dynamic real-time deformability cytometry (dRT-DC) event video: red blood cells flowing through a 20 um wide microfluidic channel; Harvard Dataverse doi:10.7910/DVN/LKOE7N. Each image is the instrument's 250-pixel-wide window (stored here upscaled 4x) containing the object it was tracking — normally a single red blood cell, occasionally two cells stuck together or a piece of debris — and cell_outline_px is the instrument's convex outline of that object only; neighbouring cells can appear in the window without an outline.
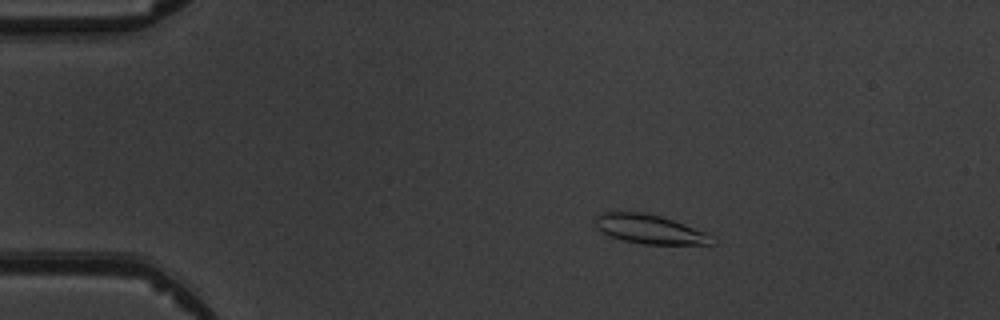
{"species": "common noctule bat (a hibernating species)", "species_latin": "Nyctalus noctula", "temperature_condition": "warm", "stored_images_in_passage": 9, "camera_frame_rate_fps": 3000, "um_per_image_px": 0.085, "animal": {"sex": "male", "body_mass_g": 19.5, "forearm_length_mm": 54.6}, "frame": {"image": 1, "passage_image": 3, "time_ms": 2.333, "image_size_px": [1000, 320], "cell_outline_px": [[716, 244], [640, 244], [624, 240], [612, 236], [596, 228], [596, 216], [600, 212], [648, 212], [672, 220], [704, 232], [712, 236], [716, 240]], "centroid_in_image_um": [55.22, 19.48], "position_along_channel_um": 29.8, "area_um2": 19.59}}
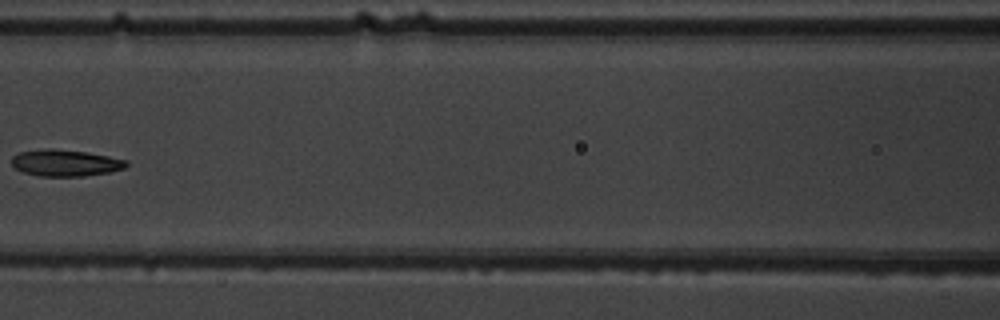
{"frame": {"image": 2, "passage_image": 7, "time_ms": 7.333, "image_size_px": [1000, 320], "cell_outline_px": [[128, 164], [124, 168], [108, 172], [84, 176], [40, 176], [24, 172], [16, 168], [12, 164], [12, 156], [20, 152], [48, 148], [52, 148], [84, 152], [108, 156], [128, 160]], "centroid_in_image_um": [5.56, 13.84], "position_along_channel_um": 161.0, "area_um2": 17.57}}
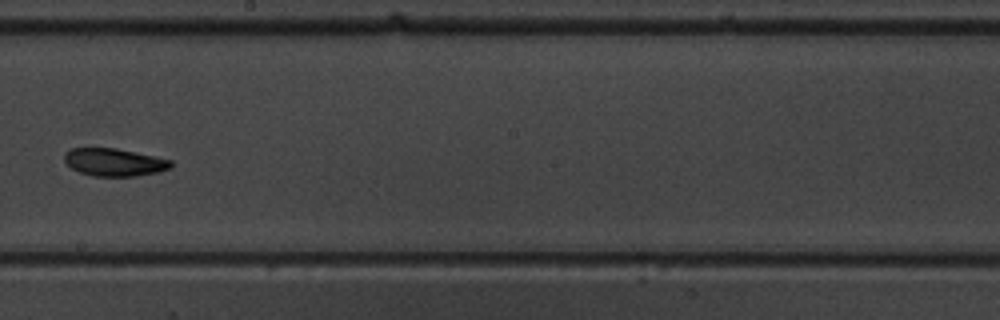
{"frame": {"image": 3, "passage_image": 9, "time_ms": 9.333, "image_size_px": [1000, 320], "cell_outline_px": [[172, 168], [160, 172], [136, 176], [92, 176], [80, 172], [72, 168], [64, 160], [64, 152], [72, 148], [116, 148], [172, 160]], "centroid_in_image_um": [9.73, 13.79], "position_along_channel_um": 238.5, "area_um2": 17.22}}